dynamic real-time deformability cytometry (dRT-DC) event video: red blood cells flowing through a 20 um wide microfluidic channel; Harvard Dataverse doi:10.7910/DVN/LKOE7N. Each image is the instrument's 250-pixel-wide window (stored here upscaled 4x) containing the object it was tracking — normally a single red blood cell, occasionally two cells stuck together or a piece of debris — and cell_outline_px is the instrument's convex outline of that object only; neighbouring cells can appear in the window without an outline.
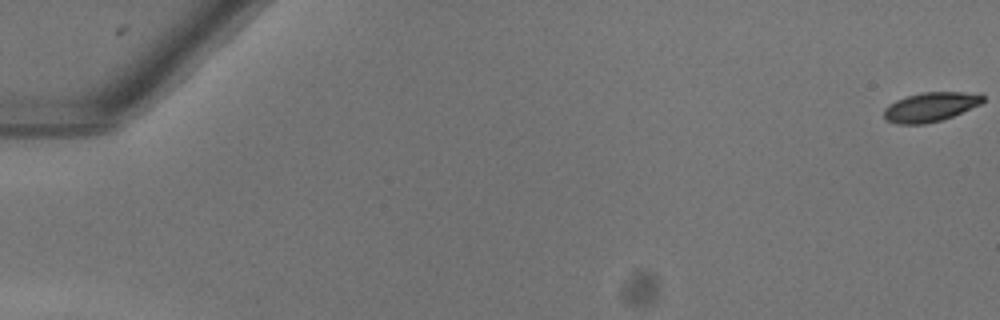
{"species": "common noctule bat (a hibernating species)", "species_latin": "Nyctalus noctula", "temperature_condition": "warm", "stored_images_in_passage": 21, "camera_frame_rate_fps": 3000, "um_per_image_px": 0.085, "animal": {"sex": "female"}, "frame": {"image": 1, "passage_image": 1, "time_ms": 0.0, "image_size_px": [1000, 320], "cell_outline_px": [[984, 100], [980, 104], [952, 116], [940, 120], [924, 124], [896, 124], [884, 120], [884, 108], [888, 104], [896, 100], [908, 96], [924, 92], [980, 92], [984, 96]], "centroid_in_image_um": [79.07, 9.08], "position_along_channel_um": 5.9, "area_um2": 16.94}}
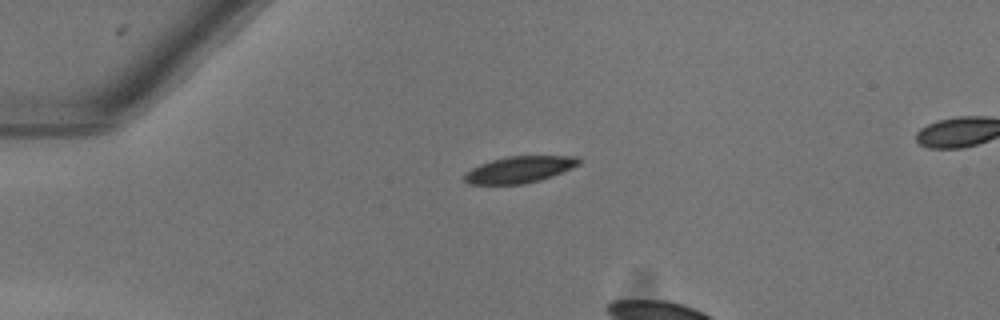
{"frame": {"image": 2, "passage_image": 15, "time_ms": 4.667, "image_size_px": [1000, 320], "cell_outline_px": [[580, 164], [552, 176], [540, 180], [524, 184], [468, 184], [464, 180], [464, 172], [480, 164], [492, 160], [508, 156], [576, 156], [580, 160]], "centroid_in_image_um": [44.13, 14.41], "position_along_channel_um": 40.9, "area_um2": 17.63}}